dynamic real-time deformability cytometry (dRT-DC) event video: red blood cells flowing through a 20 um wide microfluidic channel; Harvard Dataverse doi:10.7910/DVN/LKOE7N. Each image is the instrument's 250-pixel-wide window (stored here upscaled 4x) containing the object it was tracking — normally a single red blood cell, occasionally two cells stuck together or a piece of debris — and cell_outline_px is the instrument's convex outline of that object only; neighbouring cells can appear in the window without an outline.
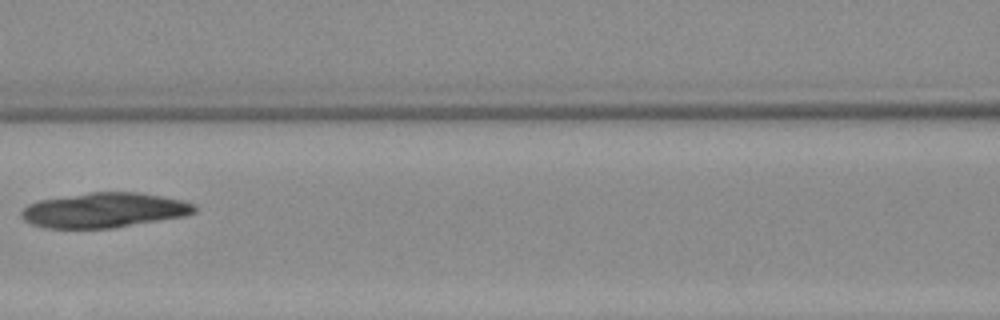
{"species": "Egyptian fruit bat (a non-hibernating species)", "species_latin": "Rousettus aegyptiacus", "temperature_condition": "warm", "stored_images_in_passage": 4, "camera_frame_rate_fps": 3000, "um_per_image_px": 0.085, "animal": {"sex": "female"}, "frame": {"image": 1, "passage_image": 4, "time_ms": 3.667, "image_size_px": [1000, 320], "cell_outline_px": [[196, 212], [188, 216], [112, 228], [44, 228], [32, 224], [24, 220], [20, 216], [20, 212], [28, 204], [40, 200], [92, 192], [140, 192], [180, 200], [192, 204], [196, 208]], "centroid_in_image_um": [8.85, 17.87], "position_along_channel_um": 157.7, "area_um2": 35.14}}